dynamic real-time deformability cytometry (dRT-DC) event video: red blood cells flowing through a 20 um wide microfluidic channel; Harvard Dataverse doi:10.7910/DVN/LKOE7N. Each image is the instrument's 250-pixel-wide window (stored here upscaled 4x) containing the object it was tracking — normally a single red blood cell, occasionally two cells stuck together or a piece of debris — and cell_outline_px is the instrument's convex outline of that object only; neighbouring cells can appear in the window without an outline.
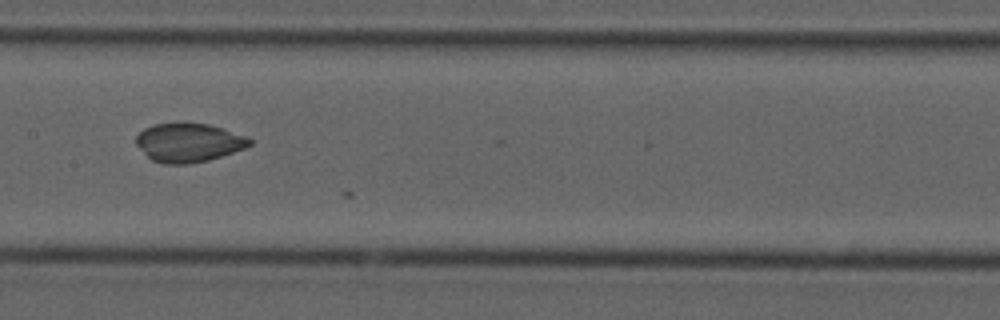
{"species": "common noctule bat (a hibernating species)", "species_latin": "Nyctalus noctula", "temperature_condition": "cold", "stored_images_in_passage": 28, "camera_frame_rate_fps": 3000, "um_per_image_px": 0.085, "animal": {"sex": "male", "forearm_length_mm": 52.5}, "frame": {"image": 1, "passage_image": 27, "time_ms": 8.667, "image_size_px": [1000, 320], "cell_outline_px": [[252, 144], [244, 148], [208, 160], [188, 164], [164, 164], [152, 160], [136, 144], [136, 136], [144, 128], [152, 124], [184, 120], [208, 124], [248, 136], [252, 140]], "centroid_in_image_um": [16.02, 12.08], "position_along_channel_um": 191.4, "area_um2": 26.13}}